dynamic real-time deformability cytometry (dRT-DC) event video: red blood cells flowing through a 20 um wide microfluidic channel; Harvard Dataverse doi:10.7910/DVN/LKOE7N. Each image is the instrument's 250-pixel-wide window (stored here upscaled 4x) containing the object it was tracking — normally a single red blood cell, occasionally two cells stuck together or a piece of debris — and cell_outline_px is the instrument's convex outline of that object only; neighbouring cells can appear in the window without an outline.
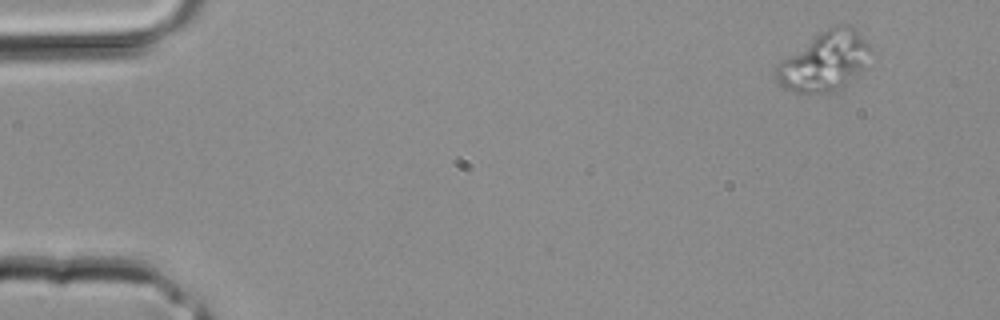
{"species": "common noctule bat (a hibernating species)", "species_latin": "Nyctalus noctula", "temperature_condition": "room temperature", "stored_images_in_passage": 4, "camera_frame_rate_fps": 3000, "um_per_image_px": 0.085, "animal": {"sex": "male", "body_mass_g": 20.4}, "frame": {"image": 1, "passage_image": 4, "time_ms": 1.0, "image_size_px": [1000, 320], "cell_outline_px": [[872, 52], [864, 68], [844, 84], [832, 92], [796, 92], [784, 88], [776, 80], [776, 64], [780, 60], [828, 28], [836, 24], [848, 24], [872, 48]], "centroid_in_image_um": [70.08, 5.21], "position_along_channel_um": 14.9, "area_um2": 31.79}}